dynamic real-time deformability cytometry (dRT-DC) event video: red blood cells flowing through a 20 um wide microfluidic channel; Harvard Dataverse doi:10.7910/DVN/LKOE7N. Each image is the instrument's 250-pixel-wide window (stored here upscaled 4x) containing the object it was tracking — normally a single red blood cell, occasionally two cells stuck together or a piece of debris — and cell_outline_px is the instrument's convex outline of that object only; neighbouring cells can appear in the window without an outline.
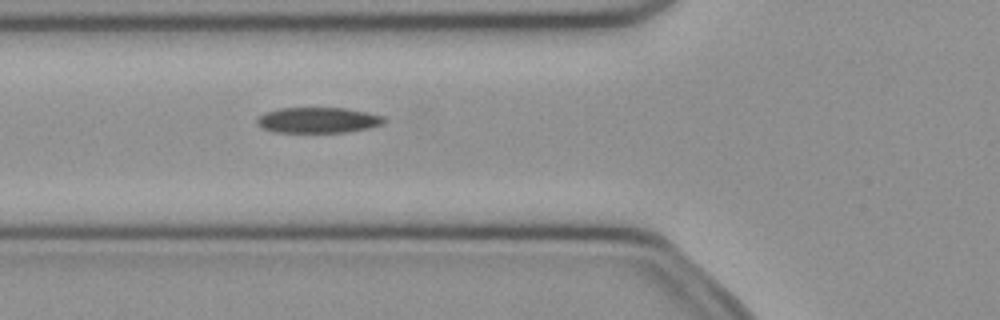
{"species": "common noctule bat (a hibernating species)", "species_latin": "Nyctalus noctula", "temperature_condition": "cold", "stored_images_in_passage": 43, "camera_frame_rate_fps": 3000, "um_per_image_px": 0.085, "animal": {"sex": "female", "body_mass_g": 21.9}, "frame": {"image": 1, "passage_image": 10, "time_ms": 3.0, "image_size_px": [1000, 320], "cell_outline_px": [[384, 124], [368, 128], [348, 132], [272, 132], [256, 124], [256, 120], [264, 112], [280, 108], [344, 108], [368, 112], [384, 116]], "centroid_in_image_um": [27.03, 10.21], "position_along_channel_um": 98.8, "area_um2": 19.02}}
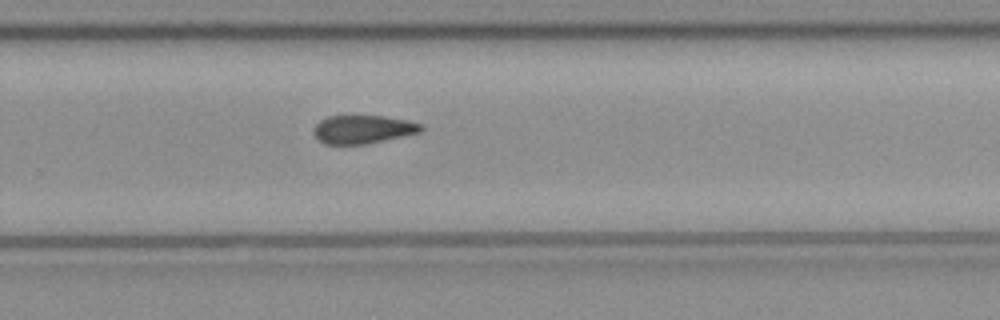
{"frame": {"image": 2, "passage_image": 25, "time_ms": 8.0, "image_size_px": [1000, 320], "cell_outline_px": [[424, 128], [420, 132], [368, 144], [324, 144], [312, 132], [312, 128], [320, 120], [328, 116], [384, 116], [408, 120], [424, 124]], "centroid_in_image_um": [30.86, 10.99], "position_along_channel_um": 298.9, "area_um2": 17.86}}
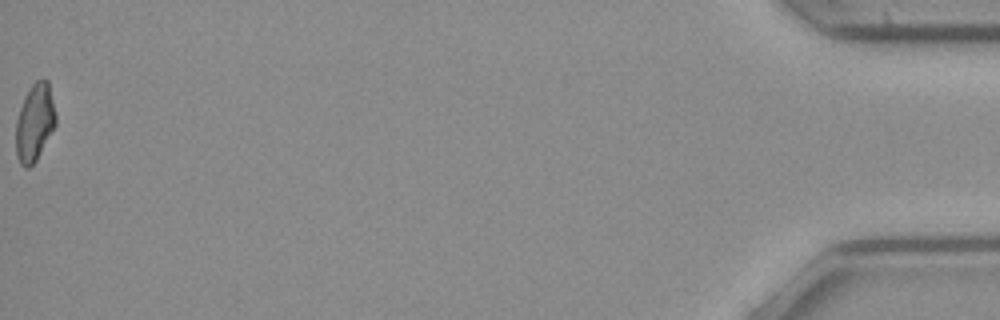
{"frame": {"image": 3, "passage_image": 43, "time_ms": 14.0, "image_size_px": [1000, 320], "cell_outline_px": [[56, 124], [36, 160], [28, 168], [24, 168], [20, 164], [16, 156], [16, 120], [24, 96], [32, 84], [36, 80], [48, 80], [56, 112]], "centroid_in_image_um": [2.94, 10.41], "position_along_channel_um": 432.3, "area_um2": 17.98}, "authors_computed_cell_mechanics": {"area_um2": 18.9584, "velocity_mm_per_s": 3.997, "shape_relaxation_time_tau1_ms": 4.9533, "shape_relaxation_time_tau2_ms": 9.8371, "deformation_change_tau1": 0.1357, "deformation_change_tau2": 0.1951}}